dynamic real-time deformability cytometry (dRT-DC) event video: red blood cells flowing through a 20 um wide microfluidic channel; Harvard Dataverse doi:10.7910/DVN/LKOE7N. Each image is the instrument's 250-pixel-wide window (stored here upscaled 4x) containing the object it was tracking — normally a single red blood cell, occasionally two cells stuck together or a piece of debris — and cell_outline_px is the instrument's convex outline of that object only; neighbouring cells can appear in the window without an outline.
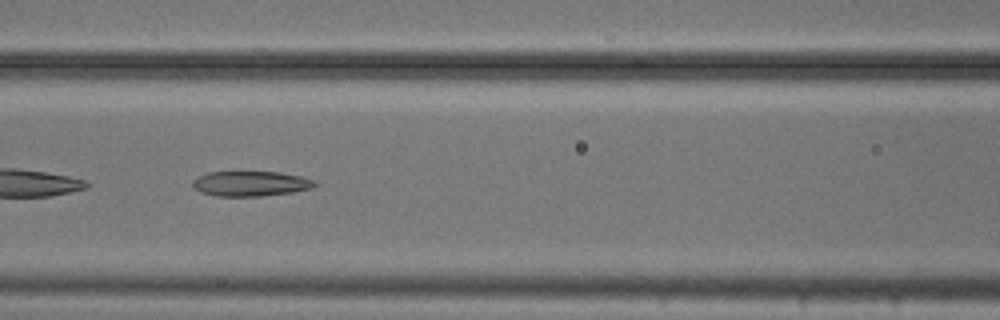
{"species": "common noctule bat (a hibernating species)", "species_latin": "Nyctalus noctula", "temperature_condition": "cold", "stored_images_in_passage": 53, "camera_frame_rate_fps": 3000, "um_per_image_px": 0.085, "animal": {"sex": "male", "body_mass_g": 20.5, "forearm_length_mm": 52.5}, "frame": {"image": 1, "passage_image": 23, "time_ms": 7.333, "image_size_px": [1000, 320], "cell_outline_px": [[320, 184], [312, 188], [292, 192], [260, 196], [216, 196], [200, 192], [192, 188], [192, 180], [196, 176], [208, 172], [280, 172], [300, 176], [316, 180]], "centroid_in_image_um": [21.29, 15.6], "position_along_channel_um": 145.3, "area_um2": 18.09}}
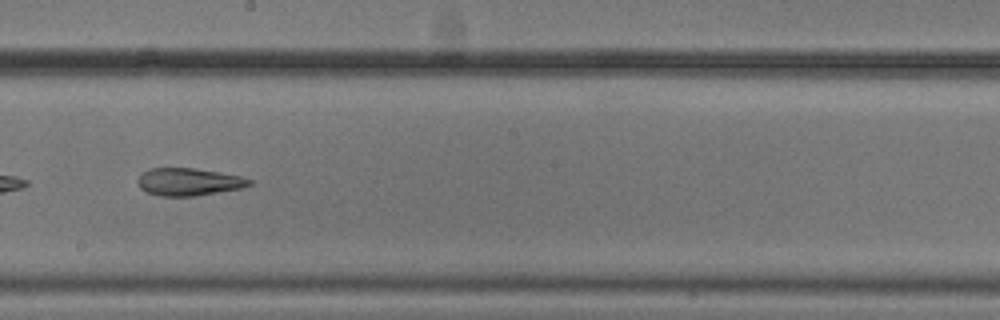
{"frame": {"image": 2, "passage_image": 30, "time_ms": 9.667, "image_size_px": [1000, 320], "cell_outline_px": [[252, 184], [240, 188], [192, 196], [160, 196], [148, 192], [140, 188], [136, 180], [140, 172], [148, 168], [192, 168], [220, 172], [240, 176], [252, 180]], "centroid_in_image_um": [15.98, 15.44], "position_along_channel_um": 232.2, "area_um2": 17.86}}